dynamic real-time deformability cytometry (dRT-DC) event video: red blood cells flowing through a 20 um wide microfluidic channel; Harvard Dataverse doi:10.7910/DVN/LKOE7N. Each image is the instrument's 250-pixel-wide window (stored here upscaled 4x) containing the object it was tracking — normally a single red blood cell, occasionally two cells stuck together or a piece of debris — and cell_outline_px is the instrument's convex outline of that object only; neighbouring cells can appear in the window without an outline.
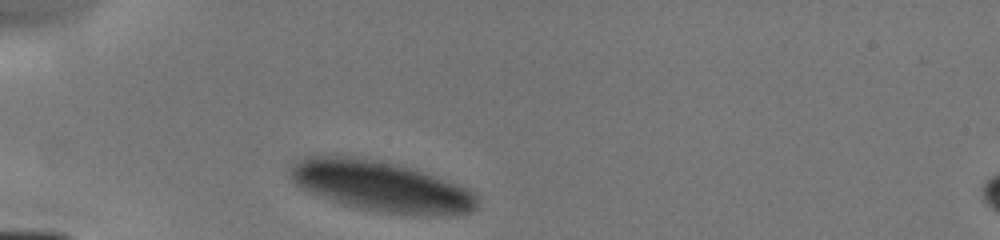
{"species": "human", "species_latin": "Homo sapiens", "temperature_condition": "cold", "stored_images_in_passage": 7, "camera_frame_rate_fps": 3000, "um_per_image_px": 0.085, "donor": {"sex": "male"}, "frame": {"image": 1, "passage_image": 1, "time_ms": 0.0, "image_size_px": [1000, 240], "cell_outline_px": [[476, 208], [472, 212], [448, 216], [424, 216], [380, 212], [356, 208], [340, 204], [316, 196], [292, 184], [288, 176], [288, 172], [292, 164], [296, 160], [304, 156], [352, 156], [376, 160], [424, 172], [468, 188], [476, 196]], "centroid_in_image_um": [32.31, 15.86], "position_along_channel_um": 52.7, "area_um2": 55.66}}
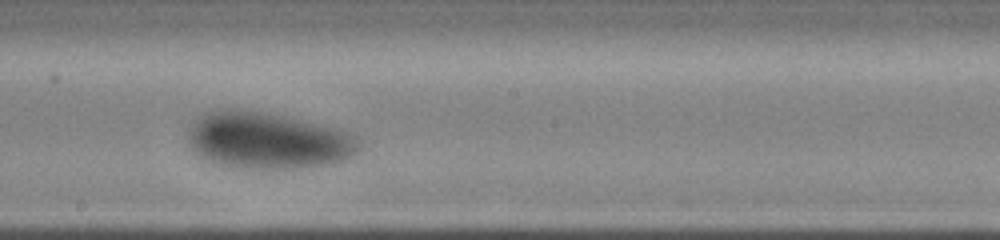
{"frame": {"image": 2, "passage_image": 6, "time_ms": 4.667, "image_size_px": [1000, 240], "cell_outline_px": [[360, 148], [356, 152], [340, 160], [328, 164], [300, 168], [228, 168], [204, 160], [196, 152], [188, 136], [192, 124], [204, 112], [216, 108], [240, 108], [268, 112], [348, 132], [356, 136], [360, 140]], "centroid_in_image_um": [22.7, 11.93], "position_along_channel_um": 225.5, "area_um2": 56.41}}